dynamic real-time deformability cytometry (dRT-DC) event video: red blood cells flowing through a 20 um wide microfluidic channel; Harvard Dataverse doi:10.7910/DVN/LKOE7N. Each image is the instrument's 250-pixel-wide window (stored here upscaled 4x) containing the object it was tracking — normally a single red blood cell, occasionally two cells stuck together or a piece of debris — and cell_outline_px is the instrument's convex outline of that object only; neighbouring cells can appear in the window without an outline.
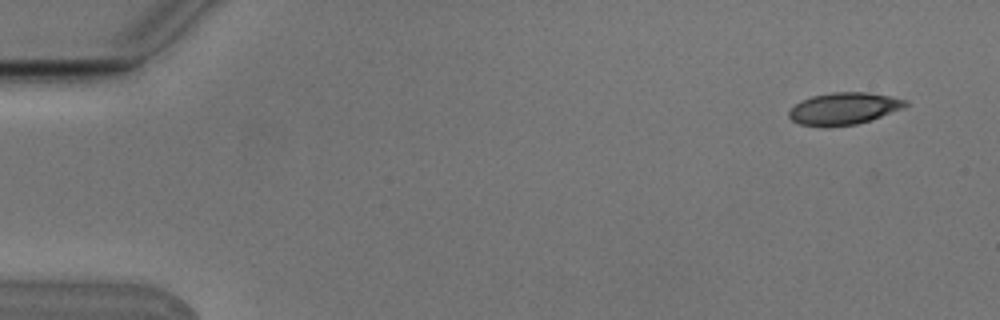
{"species": "Egyptian fruit bat (a non-hibernating species)", "species_latin": "Rousettus aegyptiacus", "temperature_condition": "cold", "stored_images_in_passage": 4, "camera_frame_rate_fps": 3000, "um_per_image_px": 0.085, "animal": {"sex": "male"}, "frame": {"image": 1, "passage_image": 1, "time_ms": 0.0, "image_size_px": [1000, 320], "cell_outline_px": [[908, 104], [904, 108], [872, 120], [856, 124], [800, 124], [792, 120], [788, 116], [788, 112], [800, 100], [812, 96], [832, 92], [868, 92], [908, 100]], "centroid_in_image_um": [71.78, 9.19], "position_along_channel_um": 13.2, "area_um2": 21.21}}
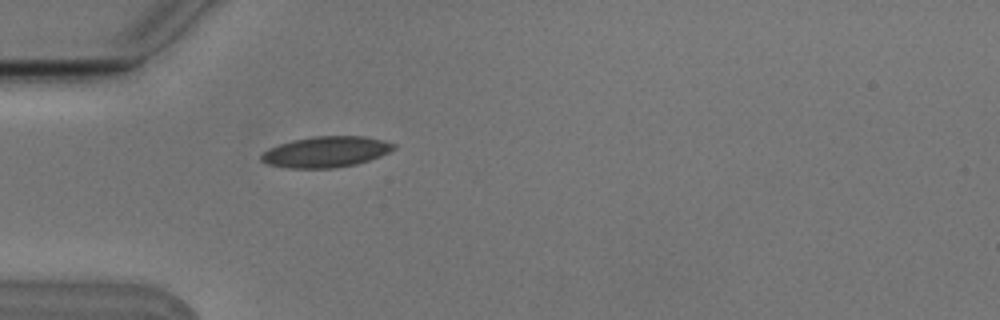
{"frame": {"image": 2, "passage_image": 4, "time_ms": 1.0, "image_size_px": [1000, 320], "cell_outline_px": [[396, 148], [380, 156], [356, 164], [332, 168], [288, 168], [268, 164], [260, 160], [260, 156], [268, 148], [292, 140], [312, 136], [364, 136], [384, 140], [396, 144]], "centroid_in_image_um": [27.7, 12.9], "position_along_channel_um": 57.3, "area_um2": 23.81}}